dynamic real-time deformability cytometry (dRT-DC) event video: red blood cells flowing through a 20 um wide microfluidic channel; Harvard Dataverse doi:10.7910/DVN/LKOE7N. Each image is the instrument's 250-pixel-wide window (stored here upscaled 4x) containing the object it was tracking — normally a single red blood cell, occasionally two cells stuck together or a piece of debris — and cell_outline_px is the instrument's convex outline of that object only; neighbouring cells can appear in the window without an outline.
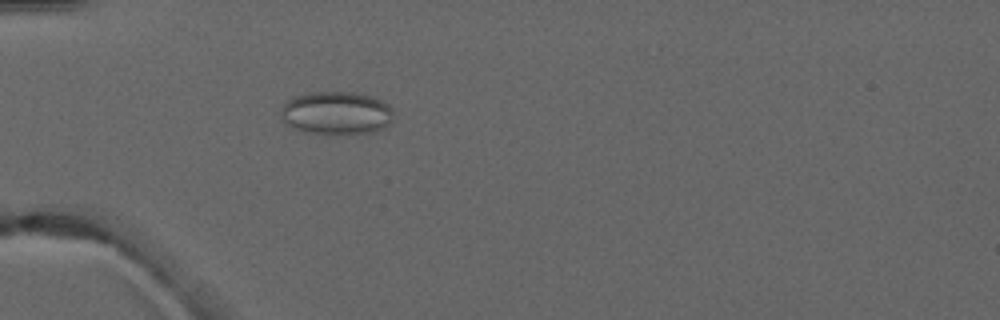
{"species": "common noctule bat (a hibernating species)", "species_latin": "Nyctalus noctula", "temperature_condition": "warm", "stored_images_in_passage": 5, "camera_frame_rate_fps": 3000, "um_per_image_px": 0.085, "animal": {"sex": "male", "forearm_length_mm": 52.5}, "frame": {"image": 1, "passage_image": 5, "time_ms": 5.333, "image_size_px": [1000, 320], "cell_outline_px": [[392, 120], [384, 128], [372, 132], [324, 136], [296, 128], [288, 124], [280, 116], [280, 108], [292, 96], [312, 92], [356, 92], [372, 96], [388, 104], [392, 108]], "centroid_in_image_um": [28.59, 9.61], "position_along_channel_um": 56.4, "area_um2": 28.67}}